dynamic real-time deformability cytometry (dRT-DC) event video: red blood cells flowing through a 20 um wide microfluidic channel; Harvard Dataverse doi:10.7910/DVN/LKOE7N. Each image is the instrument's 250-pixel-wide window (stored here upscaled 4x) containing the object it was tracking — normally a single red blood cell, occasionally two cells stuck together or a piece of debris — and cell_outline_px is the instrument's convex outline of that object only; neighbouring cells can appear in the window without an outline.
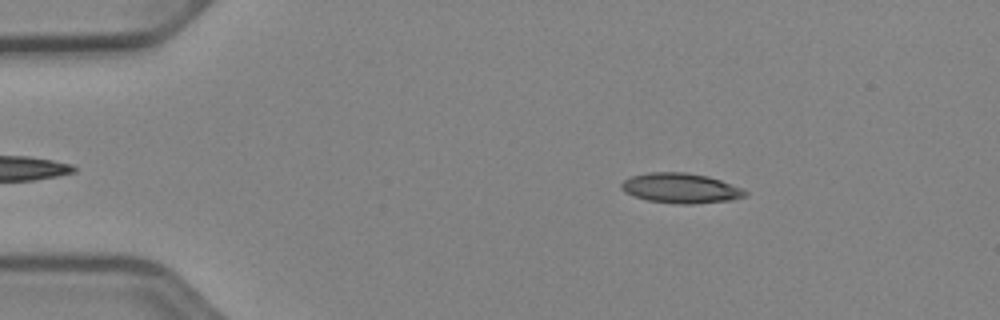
{"species": "Egyptian fruit bat (a non-hibernating species)", "species_latin": "Rousettus aegyptiacus", "temperature_condition": "cold", "stored_images_in_passage": 51, "camera_frame_rate_fps": 3000, "um_per_image_px": 0.085, "animal": {"sex": "female"}, "frame": {"image": 1, "passage_image": 8, "time_ms": 2.333, "image_size_px": [1000, 320], "cell_outline_px": [[748, 196], [732, 200], [692, 204], [676, 204], [648, 200], [624, 192], [620, 188], [620, 184], [624, 180], [632, 176], [648, 172], [684, 172], [708, 176], [744, 188], [748, 192]], "centroid_in_image_um": [57.9, 15.99], "position_along_channel_um": 27.1, "area_um2": 21.79}}
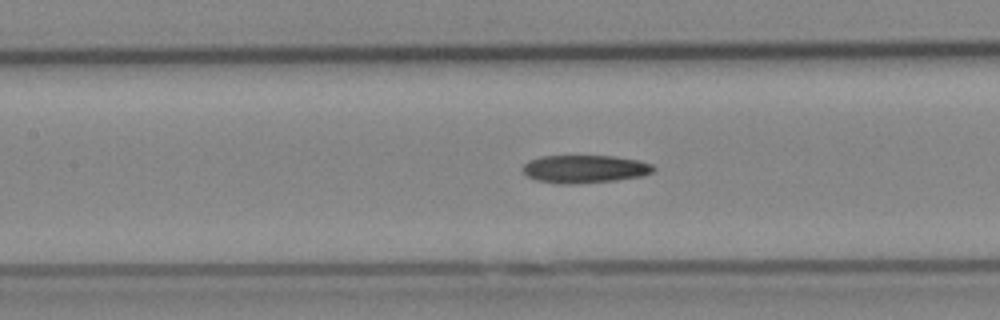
{"frame": {"image": 2, "passage_image": 23, "time_ms": 7.333, "image_size_px": [1000, 320], "cell_outline_px": [[656, 168], [652, 172], [640, 176], [616, 180], [576, 184], [556, 184], [536, 180], [528, 176], [524, 172], [524, 164], [528, 160], [540, 156], [612, 156], [636, 160], [652, 164]], "centroid_in_image_um": [49.67, 14.37], "position_along_channel_um": 157.7, "area_um2": 21.21}}
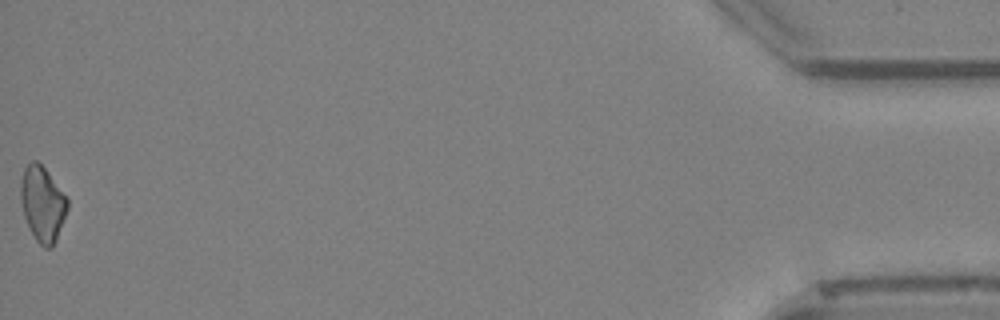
{"frame": {"image": 3, "passage_image": 51, "time_ms": 16.667, "image_size_px": [1000, 320], "cell_outline_px": [[68, 208], [52, 248], [44, 248], [36, 240], [24, 216], [20, 196], [20, 184], [24, 168], [32, 160], [36, 160], [44, 168], [68, 200]], "centroid_in_image_um": [3.59, 17.32], "position_along_channel_um": 431.6, "area_um2": 19.94}}